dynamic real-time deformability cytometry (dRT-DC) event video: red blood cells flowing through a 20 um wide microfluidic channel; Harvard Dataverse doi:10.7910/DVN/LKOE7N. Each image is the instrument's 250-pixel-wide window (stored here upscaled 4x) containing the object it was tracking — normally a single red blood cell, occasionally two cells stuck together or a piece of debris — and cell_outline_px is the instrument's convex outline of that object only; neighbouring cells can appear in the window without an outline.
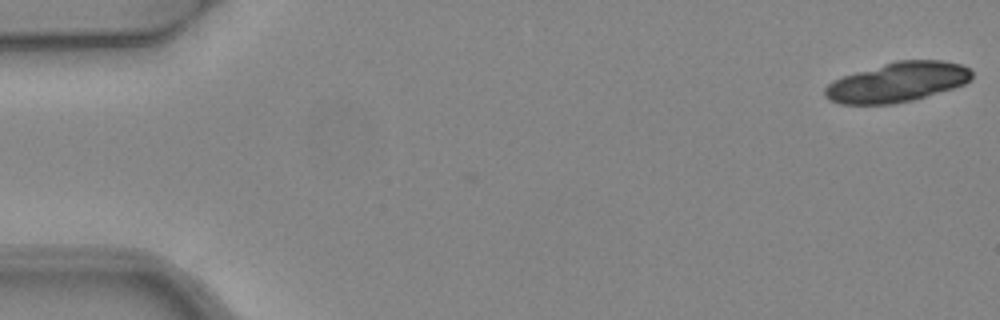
{"species": "common noctule bat (a hibernating species)", "species_latin": "Nyctalus noctula", "temperature_condition": "warm", "stored_images_in_passage": 3, "camera_frame_rate_fps": 3000, "um_per_image_px": 0.085, "animal": {"sex": "female", "body_mass_g": 24.6, "forearm_length_mm": 56.2}, "frame": {"image": 1, "passage_image": 1, "time_ms": 0.0, "image_size_px": [1000, 320], "cell_outline_px": [[972, 80], [964, 84], [952, 88], [912, 100], [892, 104], [840, 104], [828, 100], [824, 96], [824, 88], [832, 80], [856, 72], [896, 60], [944, 60], [960, 64], [968, 68], [972, 72]], "centroid_in_image_um": [76.26, 6.98], "position_along_channel_um": 8.7, "area_um2": 33.93}}